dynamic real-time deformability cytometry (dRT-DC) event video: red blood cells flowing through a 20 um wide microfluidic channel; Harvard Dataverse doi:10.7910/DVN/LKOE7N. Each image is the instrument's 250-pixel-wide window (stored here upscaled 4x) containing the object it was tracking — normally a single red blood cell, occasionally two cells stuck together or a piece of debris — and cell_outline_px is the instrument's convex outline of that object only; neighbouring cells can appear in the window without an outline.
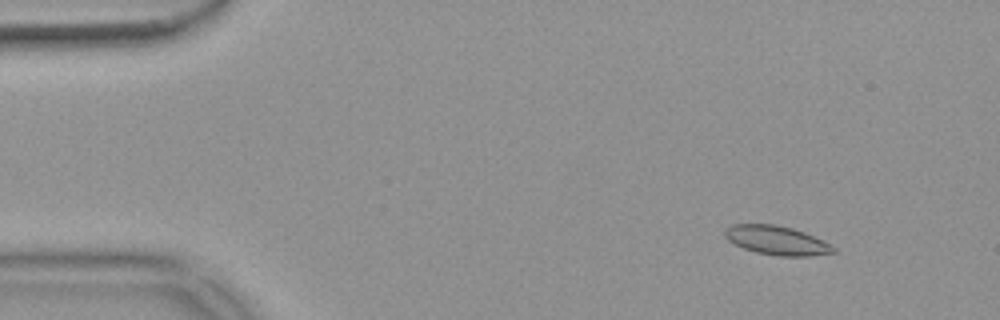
{"species": "common noctule bat (a hibernating species)", "species_latin": "Nyctalus noctula", "temperature_condition": "warm", "stored_images_in_passage": 55, "camera_frame_rate_fps": 3000, "um_per_image_px": 0.085, "animal": {"sex": "female", "body_mass_g": 18.4}, "frame": {"image": 1, "passage_image": 6, "time_ms": 1.667, "image_size_px": [1000, 320], "cell_outline_px": [[836, 252], [812, 256], [776, 256], [756, 252], [744, 248], [728, 240], [724, 236], [724, 228], [732, 224], [776, 224], [792, 228], [804, 232], [824, 240], [836, 248]], "centroid_in_image_um": [66.03, 20.43], "position_along_channel_um": 19.0, "area_um2": 18.5}}
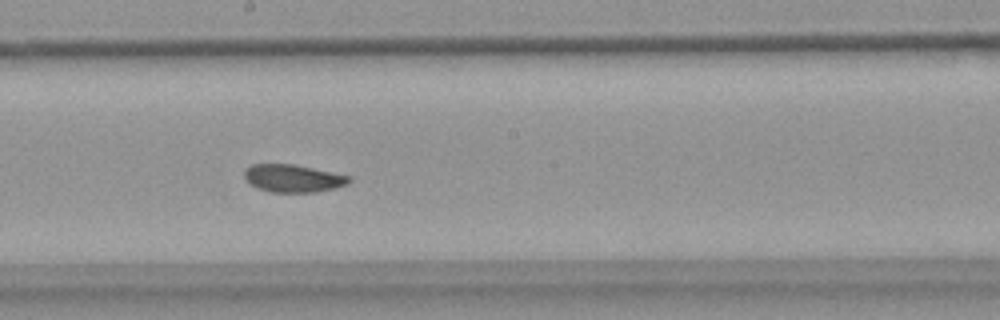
{"frame": {"image": 2, "passage_image": 30, "time_ms": 9.667, "image_size_px": [1000, 320], "cell_outline_px": [[352, 180], [348, 184], [336, 188], [316, 192], [272, 192], [256, 188], [248, 184], [244, 176], [244, 172], [252, 164], [292, 164], [352, 176]], "centroid_in_image_um": [24.92, 15.17], "position_along_channel_um": 223.3, "area_um2": 16.99}}
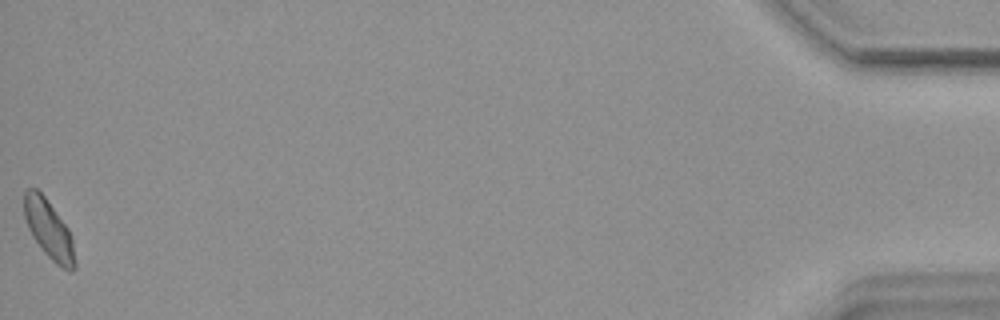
{"frame": {"image": 3, "passage_image": 55, "time_ms": 18.0, "image_size_px": [1000, 320], "cell_outline_px": [[76, 268], [72, 272], [68, 272], [56, 264], [44, 252], [32, 236], [28, 228], [24, 216], [24, 192], [28, 188], [36, 188], [44, 196], [68, 228], [72, 236], [76, 264]], "centroid_in_image_um": [4.17, 19.54], "position_along_channel_um": 431.0, "area_um2": 17.4}, "authors_computed_cell_mechanics": {"area_um2": 17.5134, "velocity_mm_per_s": 3.676, "shape_relaxation_time_tau1_ms": 8.6442, "shape_relaxation_time_tau2_ms": 2.1689, "deformation_change_tau1": 0.1453, "deformation_change_tau2": 0.0584}}